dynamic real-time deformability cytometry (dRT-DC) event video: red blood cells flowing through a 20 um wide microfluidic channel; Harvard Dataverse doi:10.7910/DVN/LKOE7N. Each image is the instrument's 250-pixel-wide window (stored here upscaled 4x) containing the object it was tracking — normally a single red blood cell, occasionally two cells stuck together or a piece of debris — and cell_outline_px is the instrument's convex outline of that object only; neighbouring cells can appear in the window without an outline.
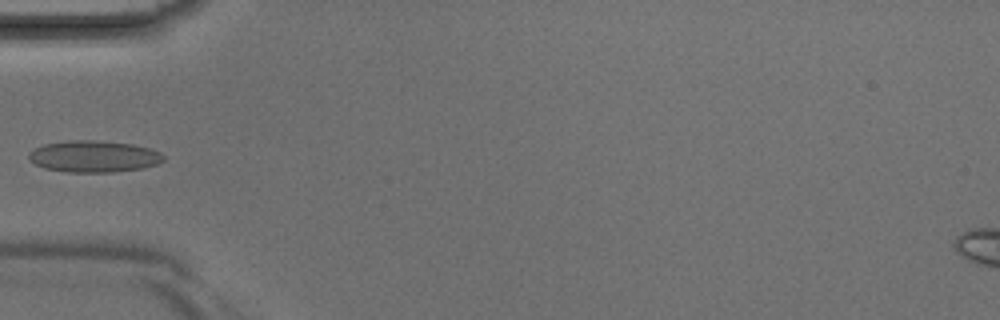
{"species": "Egyptian fruit bat (a non-hibernating species)", "species_latin": "Rousettus aegyptiacus", "temperature_condition": "room temperature", "stored_images_in_passage": 3, "camera_frame_rate_fps": 3000, "um_per_image_px": 0.085, "animal": {"sex": "male"}, "frame": {"image": 1, "passage_image": 3, "time_ms": 0.667, "image_size_px": [1000, 320], "cell_outline_px": [[164, 160], [156, 164], [144, 168], [116, 172], [64, 172], [44, 168], [28, 160], [28, 152], [44, 144], [68, 140], [96, 140], [132, 144], [148, 148], [160, 152], [164, 156]], "centroid_in_image_um": [7.95, 13.3], "position_along_channel_um": 77.0, "area_um2": 24.97}}